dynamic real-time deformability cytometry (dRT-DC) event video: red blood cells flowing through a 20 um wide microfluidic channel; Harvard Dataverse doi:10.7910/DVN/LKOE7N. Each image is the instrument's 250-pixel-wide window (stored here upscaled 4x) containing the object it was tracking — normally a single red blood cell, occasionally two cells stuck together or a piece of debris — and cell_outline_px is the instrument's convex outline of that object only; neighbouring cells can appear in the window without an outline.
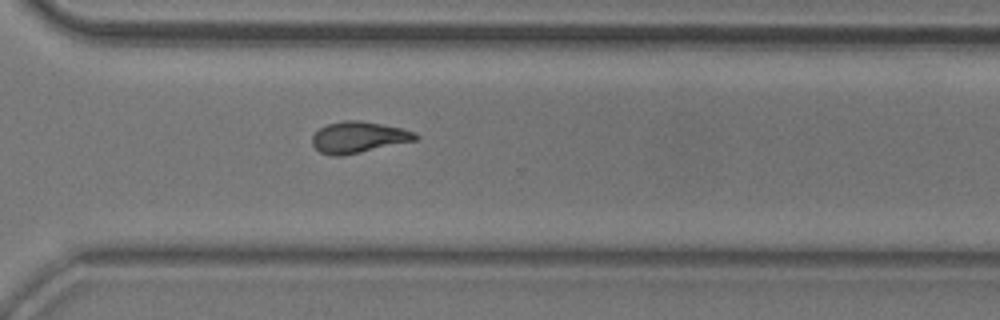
{"species": "common noctule bat (a hibernating species)", "species_latin": "Nyctalus noctula", "temperature_condition": "room temperature", "stored_images_in_passage": 10, "camera_frame_rate_fps": 3000, "um_per_image_px": 0.085, "animal": {"sex": "male", "body_mass_g": 20.5, "forearm_length_mm": 52.5}, "frame": {"image": 1, "passage_image": 10, "time_ms": 11.0, "image_size_px": [1000, 320], "cell_outline_px": [[420, 136], [416, 140], [344, 156], [332, 156], [320, 152], [312, 144], [312, 136], [320, 128], [328, 124], [344, 120], [360, 120], [400, 128], [416, 132]], "centroid_in_image_um": [30.47, 11.67], "position_along_channel_um": 340.1, "area_um2": 18.79}}